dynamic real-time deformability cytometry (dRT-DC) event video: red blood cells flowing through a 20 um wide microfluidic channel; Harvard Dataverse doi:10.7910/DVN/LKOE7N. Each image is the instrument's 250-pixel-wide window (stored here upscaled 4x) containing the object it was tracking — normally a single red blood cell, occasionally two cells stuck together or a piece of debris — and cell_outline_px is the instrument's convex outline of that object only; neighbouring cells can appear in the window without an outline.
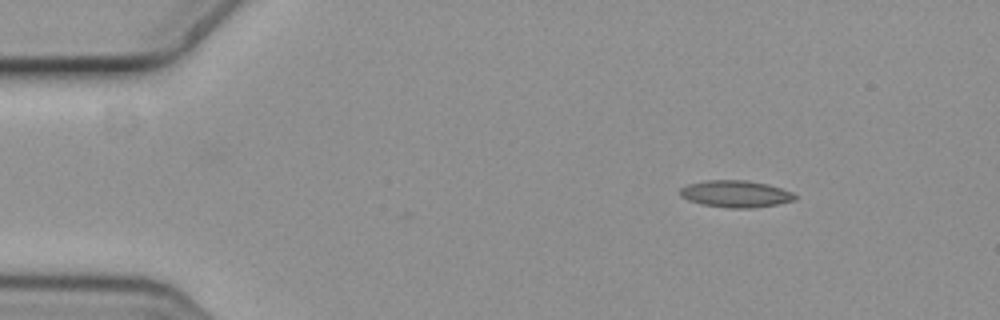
{"species": "common noctule bat (a hibernating species)", "species_latin": "Nyctalus noctula", "temperature_condition": "cold", "stored_images_in_passage": 3, "camera_frame_rate_fps": 3000, "um_per_image_px": 0.085, "animal": {"sex": "female", "body_mass_g": 19.3, "forearm_length_mm": 54.1}, "frame": {"image": 1, "passage_image": 1, "time_ms": 0.0, "image_size_px": [1000, 320], "cell_outline_px": [[796, 200], [776, 204], [748, 208], [732, 208], [704, 204], [688, 200], [680, 196], [680, 188], [688, 184], [708, 180], [748, 180], [768, 184], [792, 192], [796, 196]], "centroid_in_image_um": [62.53, 16.47], "position_along_channel_um": 22.5, "area_um2": 17.8}}